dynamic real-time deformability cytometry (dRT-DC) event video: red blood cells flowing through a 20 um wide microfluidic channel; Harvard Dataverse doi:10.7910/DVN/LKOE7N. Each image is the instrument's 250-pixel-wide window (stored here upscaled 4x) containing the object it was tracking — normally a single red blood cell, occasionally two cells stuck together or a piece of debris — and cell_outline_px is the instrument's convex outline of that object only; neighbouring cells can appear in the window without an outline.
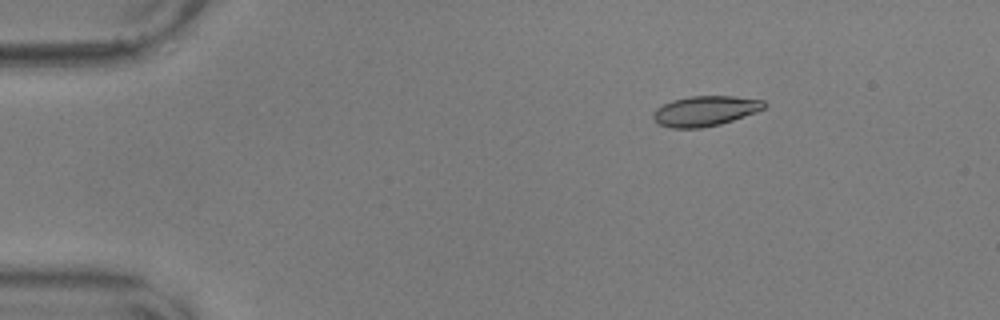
{"species": "common noctule bat (a hibernating species)", "species_latin": "Nyctalus noctula", "temperature_condition": "warm", "stored_images_in_passage": 52, "camera_frame_rate_fps": 3000, "um_per_image_px": 0.085, "animal": {"sex": "male", "body_mass_g": 17.9, "forearm_length_mm": 54.2}, "frame": {"image": 1, "passage_image": 5, "time_ms": 1.333, "image_size_px": [1000, 320], "cell_outline_px": [[768, 104], [764, 108], [756, 112], [720, 124], [700, 128], [672, 128], [660, 124], [652, 120], [652, 112], [656, 108], [672, 100], [692, 96], [736, 96], [764, 100]], "centroid_in_image_um": [59.93, 9.42], "position_along_channel_um": 25.1, "area_um2": 19.54}}
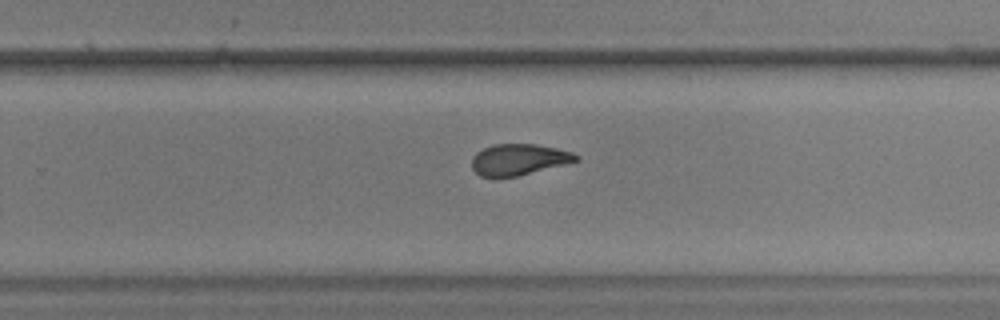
{"frame": {"image": 2, "passage_image": 33, "time_ms": 10.667, "image_size_px": [1000, 320], "cell_outline_px": [[580, 160], [516, 176], [480, 176], [472, 168], [472, 156], [476, 152], [492, 144], [536, 144], [556, 148], [572, 152], [580, 156]], "centroid_in_image_um": [44.09, 13.54], "position_along_channel_um": 285.7, "area_um2": 18.73}}
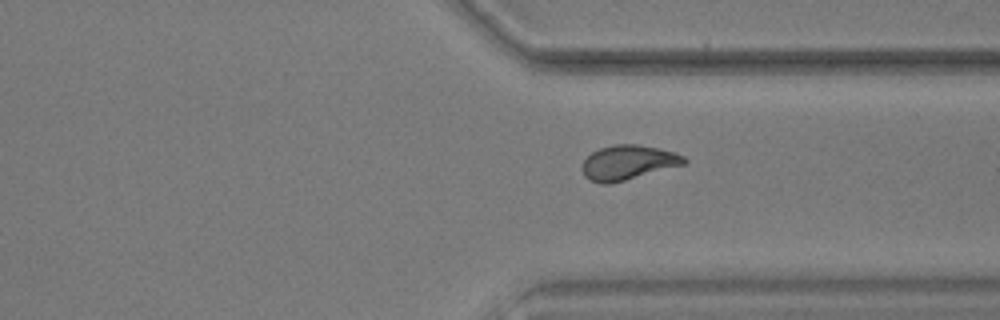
{"frame": {"image": 3, "passage_image": 39, "time_ms": 12.667, "image_size_px": [1000, 320], "cell_outline_px": [[688, 160], [684, 164], [624, 180], [608, 184], [600, 184], [584, 176], [580, 168], [584, 160], [592, 152], [600, 148], [616, 144], [636, 144], [656, 148], [672, 152], [684, 156]], "centroid_in_image_um": [53.33, 13.81], "position_along_channel_um": 358.1, "area_um2": 20.23}, "authors_computed_cell_mechanics": {"area_um2": 19.9988, "velocity_mm_per_s": 3.6054, "shape_relaxation_time_tau1_ms": 10.6259, "shape_relaxation_time_tau2_ms": 1.6138, "deformation_change_tau1": 0.2501, "deformation_change_tau2": 0.0654}}